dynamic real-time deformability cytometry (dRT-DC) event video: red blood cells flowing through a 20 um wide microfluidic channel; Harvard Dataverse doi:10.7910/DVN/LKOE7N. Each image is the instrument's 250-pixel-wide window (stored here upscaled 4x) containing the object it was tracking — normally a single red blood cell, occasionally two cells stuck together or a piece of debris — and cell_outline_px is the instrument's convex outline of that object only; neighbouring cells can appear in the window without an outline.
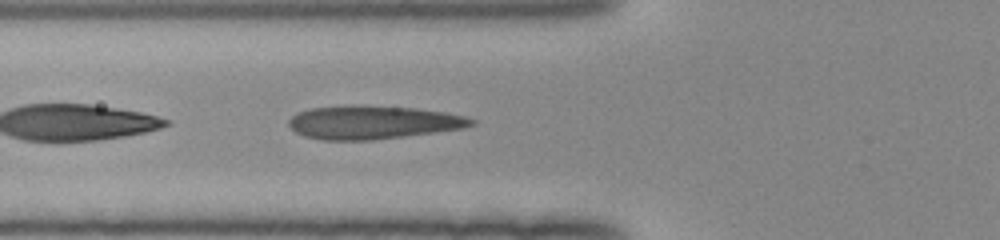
{"species": "human", "species_latin": "Homo sapiens", "temperature_condition": "room temperature", "stored_images_in_passage": 34, "camera_frame_rate_fps": 3000, "um_per_image_px": 0.085, "donor": {"sex": "female"}, "frame": {"image": 1, "passage_image": 3, "time_ms": 0.667, "image_size_px": [1000, 240], "cell_outline_px": [[476, 124], [464, 128], [372, 140], [324, 140], [304, 136], [296, 132], [288, 124], [288, 120], [292, 116], [300, 112], [312, 108], [356, 104], [360, 104], [416, 108], [444, 112], [464, 116], [476, 120]], "centroid_in_image_um": [31.7, 10.39], "position_along_channel_um": 94.1, "area_um2": 35.55}}
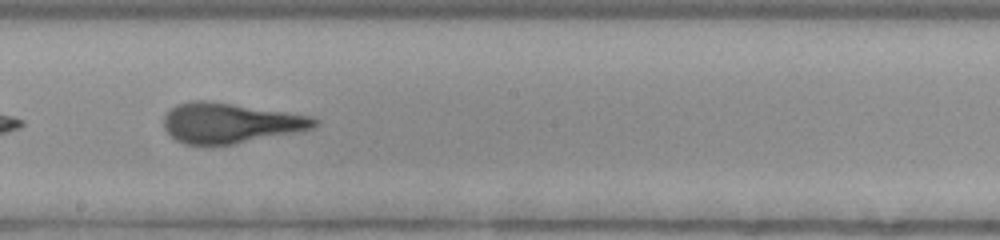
{"frame": {"image": 2, "passage_image": 13, "time_ms": 4.0, "image_size_px": [1000, 240], "cell_outline_px": [[320, 124], [316, 128], [232, 144], [184, 144], [176, 140], [164, 128], [164, 116], [176, 104], [192, 100], [208, 100], [312, 116], [320, 120]], "centroid_in_image_um": [19.59, 10.44], "position_along_channel_um": 228.6, "area_um2": 35.08}}
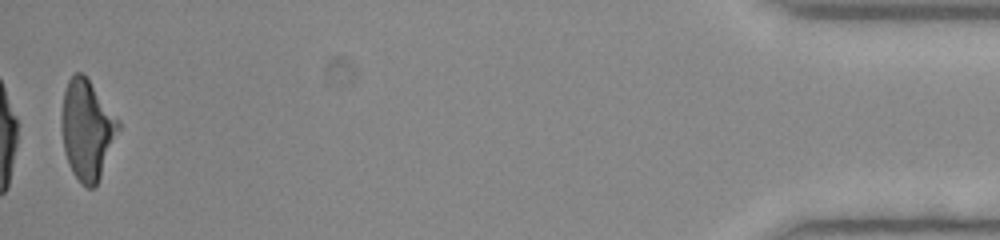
{"frame": {"image": 3, "passage_image": 34, "time_ms": 11.0, "image_size_px": [1000, 240], "cell_outline_px": [[120, 128], [100, 176], [96, 184], [92, 188], [88, 188], [80, 184], [72, 172], [68, 164], [64, 152], [60, 124], [60, 116], [64, 92], [68, 80], [76, 72], [84, 72], [120, 120]], "centroid_in_image_um": [7.38, 10.99], "position_along_channel_um": 427.8, "area_um2": 33.41}, "authors_computed_cell_mechanics": {"area_um2": 34.9401, "velocity_mm_per_s": 4.0412, "shape_relaxation_time_tau1_ms": 5.9409, "shape_relaxation_time_tau2_ms": 0.8848, "deformation_change_tau1": 0.2268, "deformation_change_tau2": 0.0858}}